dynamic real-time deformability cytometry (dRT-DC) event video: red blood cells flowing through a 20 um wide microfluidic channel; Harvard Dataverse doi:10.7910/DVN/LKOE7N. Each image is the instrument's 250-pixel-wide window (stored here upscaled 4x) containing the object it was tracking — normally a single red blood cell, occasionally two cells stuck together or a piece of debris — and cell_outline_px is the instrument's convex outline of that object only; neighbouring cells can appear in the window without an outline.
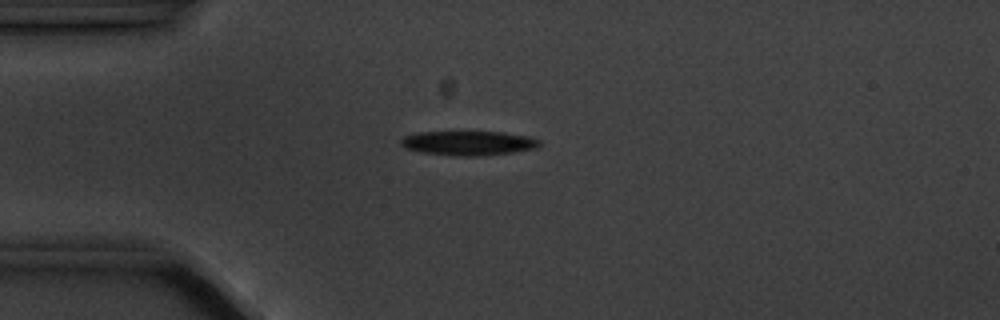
{"species": "common noctule bat (a hibernating species)", "species_latin": "Nyctalus noctula", "temperature_condition": "cold", "stored_images_in_passage": 4, "camera_frame_rate_fps": 3000, "um_per_image_px": 0.085, "animal": {"sex": "male", "body_mass_g": 20.1, "forearm_length_mm": 53.5}, "frame": {"image": 1, "passage_image": 4, "time_ms": 3.333, "image_size_px": [1000, 320], "cell_outline_px": [[540, 144], [536, 148], [512, 152], [476, 156], [456, 156], [424, 152], [404, 148], [400, 144], [400, 140], [404, 136], [416, 132], [504, 132], [532, 136], [540, 140]], "centroid_in_image_um": [39.82, 12.15], "position_along_channel_um": 45.2, "area_um2": 19.71}}